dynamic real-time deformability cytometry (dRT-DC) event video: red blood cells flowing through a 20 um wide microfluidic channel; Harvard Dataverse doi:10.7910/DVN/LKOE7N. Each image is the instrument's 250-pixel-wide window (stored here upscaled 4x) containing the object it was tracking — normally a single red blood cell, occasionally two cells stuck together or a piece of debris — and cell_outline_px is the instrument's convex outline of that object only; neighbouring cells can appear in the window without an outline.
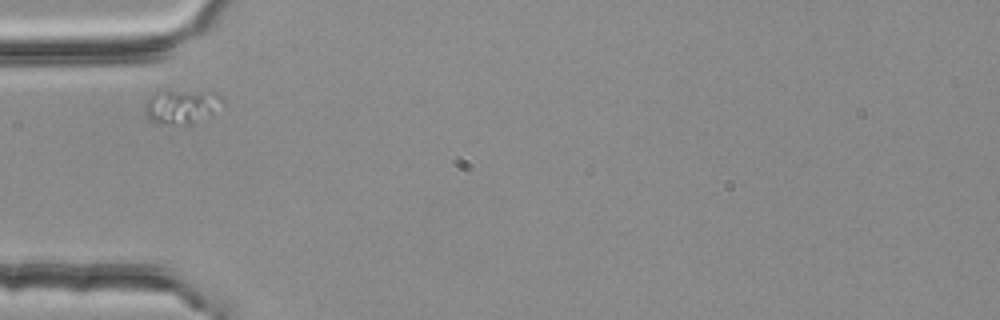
{"species": "common noctule bat (a hibernating species)", "species_latin": "Nyctalus noctula", "temperature_condition": "room temperature", "stored_images_in_passage": 1, "camera_frame_rate_fps": 3000, "um_per_image_px": 0.085, "animal": {"sex": "female", "body_mass_g": 25.1}, "frame": {"image": 1, "passage_image": 1, "time_ms": 0.0, "image_size_px": [1000, 320], "cell_outline_px": [[224, 104], [212, 116], [192, 124], [160, 124], [148, 120], [144, 116], [144, 104], [156, 92], [216, 92], [224, 100]], "centroid_in_image_um": [15.46, 9.11], "position_along_channel_um": 69.5, "area_um2": 15.61}}